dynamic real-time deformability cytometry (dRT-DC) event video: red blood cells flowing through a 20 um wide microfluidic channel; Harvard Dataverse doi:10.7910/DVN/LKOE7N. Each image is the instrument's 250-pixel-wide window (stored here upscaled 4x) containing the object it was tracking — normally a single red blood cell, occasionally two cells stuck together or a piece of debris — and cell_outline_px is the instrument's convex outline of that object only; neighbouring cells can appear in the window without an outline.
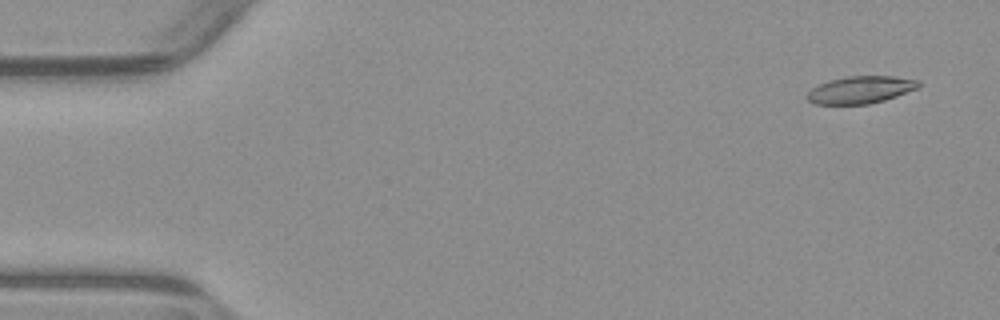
{"species": "common noctule bat (a hibernating species)", "species_latin": "Nyctalus noctula", "temperature_condition": "warm", "stored_images_in_passage": 52, "camera_frame_rate_fps": 3000, "um_per_image_px": 0.085, "animal": {"sex": "male", "body_mass_g": 23.1, "forearm_length_mm": 52.7}, "frame": {"image": 1, "passage_image": 2, "time_ms": 0.333, "image_size_px": [1000, 320], "cell_outline_px": [[920, 88], [884, 100], [868, 104], [816, 104], [808, 100], [808, 92], [812, 88], [828, 80], [848, 76], [896, 76], [920, 80]], "centroid_in_image_um": [73.2, 7.62], "position_along_channel_um": 11.8, "area_um2": 17.74}}
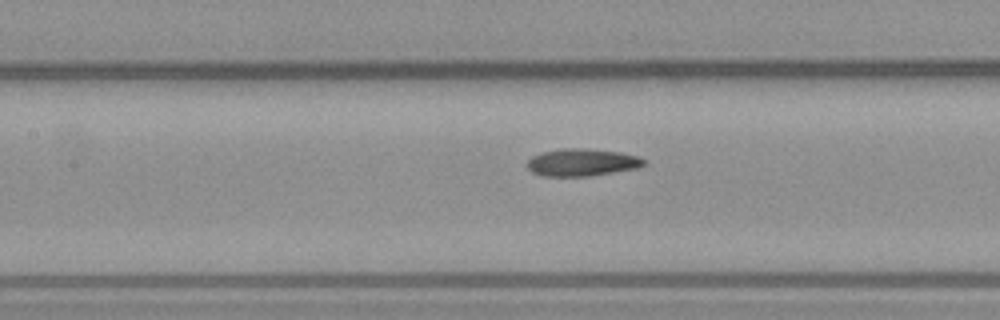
{"frame": {"image": 2, "passage_image": 23, "time_ms": 7.333, "image_size_px": [1000, 320], "cell_outline_px": [[644, 164], [636, 168], [592, 176], [540, 176], [532, 172], [528, 168], [528, 160], [532, 156], [544, 152], [560, 148], [580, 148], [620, 152], [640, 156], [644, 160]], "centroid_in_image_um": [49.45, 13.8], "position_along_channel_um": 157.9, "area_um2": 18.55}}
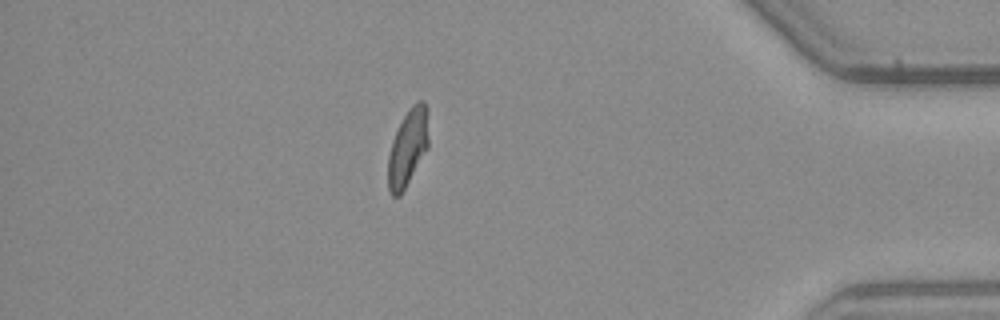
{"frame": {"image": 3, "passage_image": 45, "time_ms": 14.667, "image_size_px": [1000, 320], "cell_outline_px": [[428, 148], [400, 196], [392, 196], [388, 188], [388, 156], [392, 140], [408, 108], [416, 100], [424, 100], [428, 108]], "centroid_in_image_um": [34.68, 12.5], "position_along_channel_um": 400.5, "area_um2": 18.26}, "authors_computed_cell_mechanics": {"area_um2": 18.4382, "velocity_mm_per_s": 3.8991, "shape_relaxation_time_tau1_ms": null, "shape_relaxation_time_tau2_ms": 3.132, "deformation_change_tau1": null, "deformation_change_tau2": 0.1014}}